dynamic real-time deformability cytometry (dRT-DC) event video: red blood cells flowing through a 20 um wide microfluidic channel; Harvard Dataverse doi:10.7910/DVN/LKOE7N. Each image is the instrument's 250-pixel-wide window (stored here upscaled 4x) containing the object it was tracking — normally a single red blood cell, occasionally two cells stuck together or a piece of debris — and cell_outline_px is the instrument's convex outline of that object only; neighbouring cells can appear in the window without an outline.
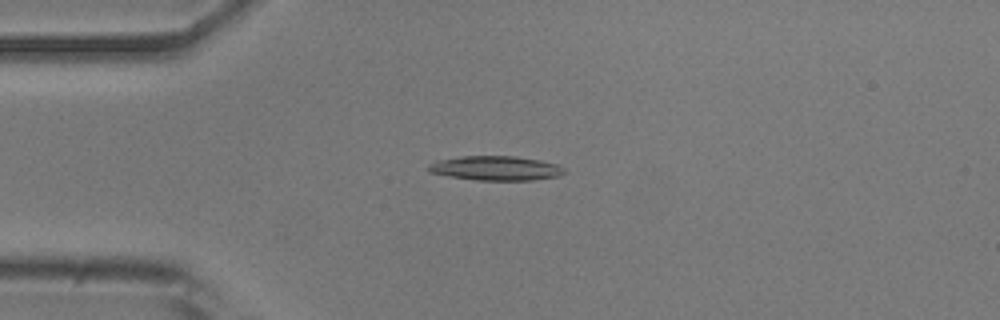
{"species": "common noctule bat (a hibernating species)", "species_latin": "Nyctalus noctula", "temperature_condition": "room temperature", "stored_images_in_passage": 47, "camera_frame_rate_fps": 3000, "um_per_image_px": 0.085, "animal": {"sex": "male", "body_mass_g": 20.5, "forearm_length_mm": 52.5}, "frame": {"image": 1, "passage_image": 8, "time_ms": 2.333, "image_size_px": [1000, 320], "cell_outline_px": [[564, 172], [560, 176], [532, 180], [476, 180], [448, 176], [428, 172], [428, 164], [440, 160], [460, 156], [516, 156], [540, 160], [556, 164], [564, 168]], "centroid_in_image_um": [42.13, 14.3], "position_along_channel_um": 42.9, "area_um2": 19.31}}
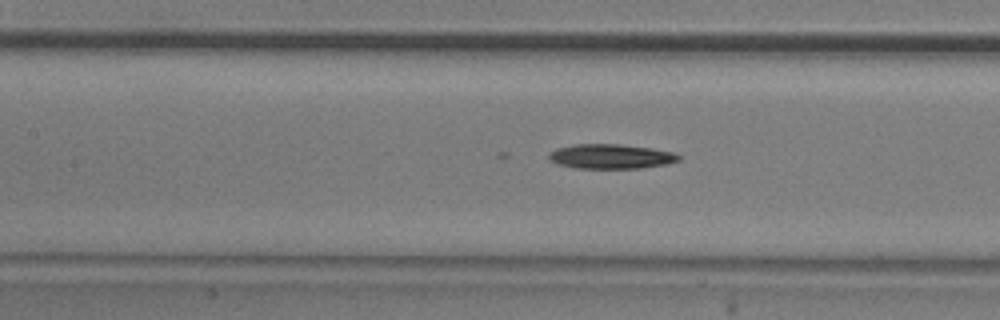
{"frame": {"image": 2, "passage_image": 18, "time_ms": 5.667, "image_size_px": [1000, 320], "cell_outline_px": [[680, 160], [668, 164], [640, 168], [576, 168], [556, 164], [548, 160], [548, 152], [556, 148], [576, 144], [620, 144], [652, 148], [672, 152], [680, 156]], "centroid_in_image_um": [51.88, 13.29], "position_along_channel_um": 155.5, "area_um2": 18.79}}
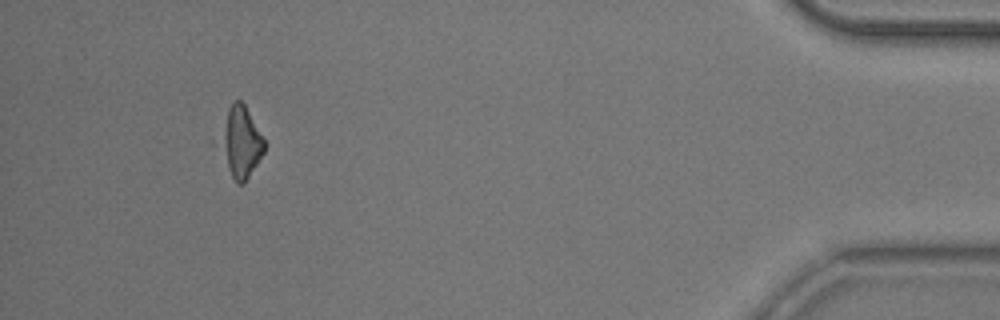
{"frame": {"image": 3, "passage_image": 43, "time_ms": 14.0, "image_size_px": [1000, 320], "cell_outline_px": [[264, 152], [244, 184], [236, 184], [228, 168], [224, 136], [228, 108], [232, 100], [240, 100], [244, 104], [264, 140]], "centroid_in_image_um": [20.56, 12.09], "position_along_channel_um": 414.6, "area_um2": 16.59}}